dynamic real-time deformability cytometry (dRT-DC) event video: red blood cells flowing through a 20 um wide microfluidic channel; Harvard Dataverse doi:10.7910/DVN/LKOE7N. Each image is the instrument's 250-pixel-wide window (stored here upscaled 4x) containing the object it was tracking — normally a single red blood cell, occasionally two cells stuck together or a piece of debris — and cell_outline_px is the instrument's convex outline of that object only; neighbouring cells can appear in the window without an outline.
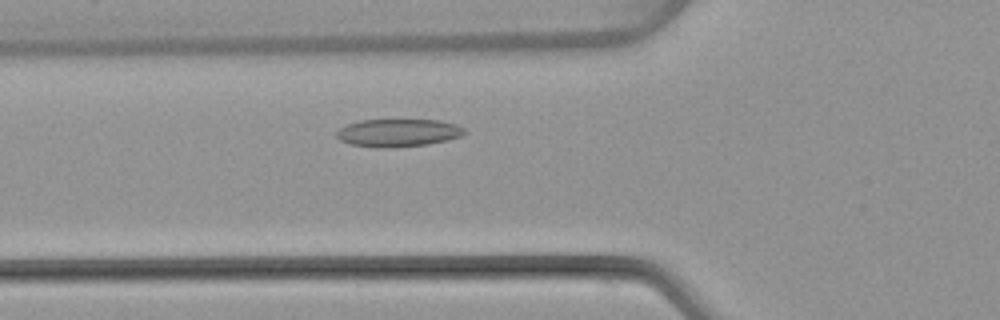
{"species": "common noctule bat (a hibernating species)", "species_latin": "Nyctalus noctula", "temperature_condition": "warm", "stored_images_in_passage": 43, "camera_frame_rate_fps": 3000, "um_per_image_px": 0.085, "animal": {"sex": "female", "body_mass_g": 22.7, "forearm_length_mm": 54.2}, "frame": {"image": 1, "passage_image": 11, "time_ms": 3.333, "image_size_px": [1000, 320], "cell_outline_px": [[468, 132], [460, 136], [448, 140], [428, 144], [376, 148], [348, 144], [340, 140], [336, 136], [336, 132], [340, 128], [348, 124], [360, 120], [440, 120], [456, 124], [464, 128]], "centroid_in_image_um": [33.84, 11.28], "position_along_channel_um": 92.0, "area_um2": 20.69}}
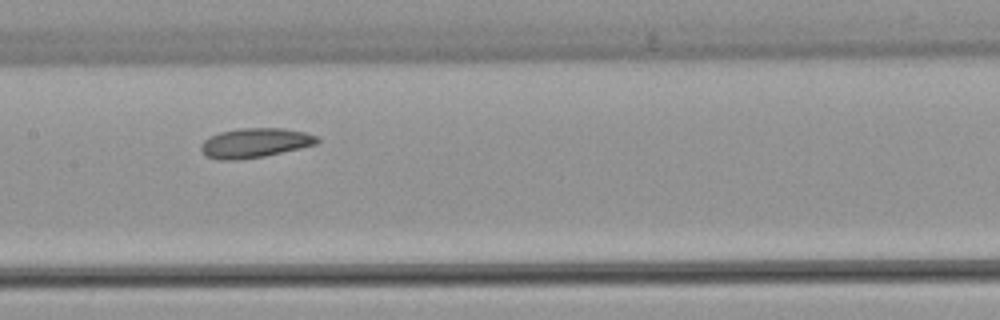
{"frame": {"image": 2, "passage_image": 18, "time_ms": 5.667, "image_size_px": [1000, 320], "cell_outline_px": [[320, 140], [316, 144], [300, 148], [264, 156], [236, 160], [220, 160], [208, 156], [200, 148], [200, 144], [208, 136], [220, 132], [240, 128], [284, 128], [304, 132], [316, 136]], "centroid_in_image_um": [21.65, 12.14], "position_along_channel_um": 185.7, "area_um2": 19.88}}
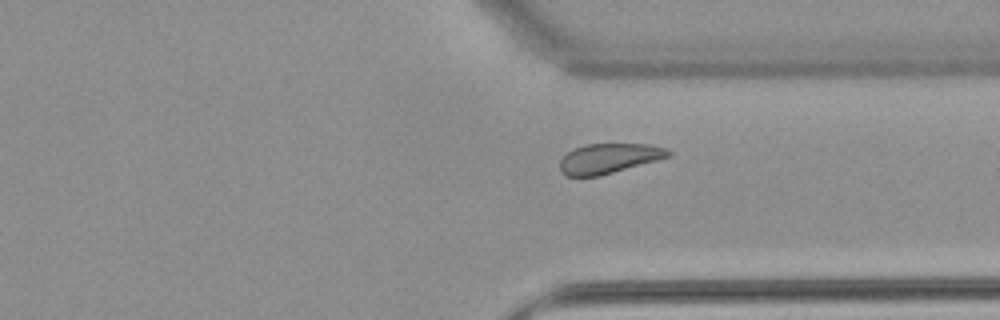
{"frame": {"image": 3, "passage_image": 31, "time_ms": 10.0, "image_size_px": [1000, 320], "cell_outline_px": [[672, 156], [600, 176], [564, 176], [560, 172], [560, 160], [572, 148], [584, 144], [648, 144], [668, 148], [672, 152]], "centroid_in_image_um": [51.76, 13.46], "position_along_channel_um": 359.6, "area_um2": 19.13}, "authors_computed_cell_mechanics": {"area_um2": 20.1722, "velocity_mm_per_s": 4.0129, "shape_relaxation_time_tau1_ms": 4.9122, "shape_relaxation_time_tau2_ms": 7.8522, "deformation_change_tau1": 0.09, "deformation_change_tau2": 0.138}}